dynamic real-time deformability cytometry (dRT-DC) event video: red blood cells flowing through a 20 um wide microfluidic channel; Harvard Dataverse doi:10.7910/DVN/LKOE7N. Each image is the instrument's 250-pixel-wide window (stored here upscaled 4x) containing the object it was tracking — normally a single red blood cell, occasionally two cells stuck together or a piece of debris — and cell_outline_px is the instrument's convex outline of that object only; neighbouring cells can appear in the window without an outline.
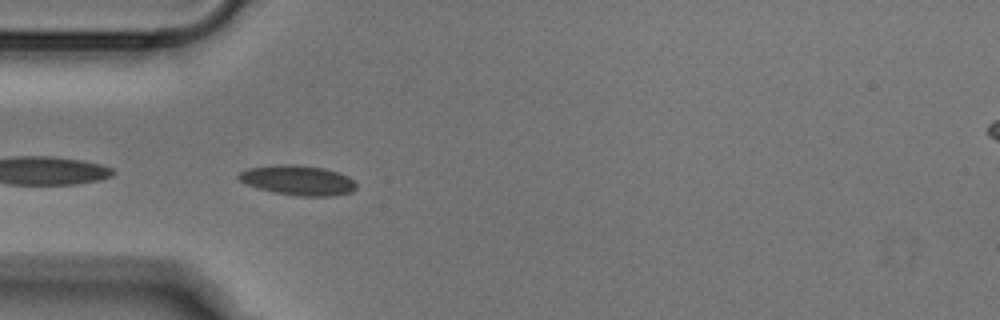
{"species": "Egyptian fruit bat (a non-hibernating species)", "species_latin": "Rousettus aegyptiacus", "temperature_condition": "cold", "stored_images_in_passage": 39, "camera_frame_rate_fps": 3000, "um_per_image_px": 0.085, "animal": {"sex": "male"}, "frame": {"image": 1, "passage_image": 2, "time_ms": 0.333, "image_size_px": [1000, 320], "cell_outline_px": [[356, 188], [352, 192], [332, 196], [300, 196], [276, 192], [260, 188], [248, 184], [240, 180], [236, 176], [240, 172], [248, 168], [280, 164], [296, 164], [324, 168], [348, 176], [356, 184]], "centroid_in_image_um": [25.34, 15.31], "position_along_channel_um": 59.7, "area_um2": 20.23}}
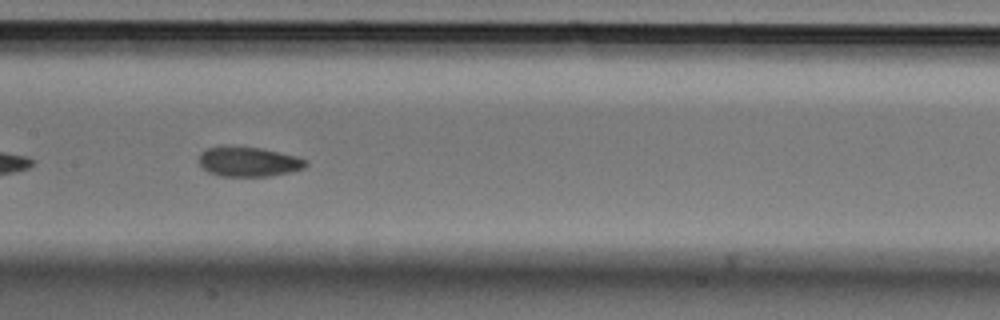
{"frame": {"image": 2, "passage_image": 12, "time_ms": 3.667, "image_size_px": [1000, 320], "cell_outline_px": [[308, 164], [304, 168], [288, 172], [268, 176], [220, 176], [208, 172], [196, 160], [200, 152], [208, 148], [224, 144], [228, 144], [264, 148], [296, 156], [308, 160]], "centroid_in_image_um": [21.08, 13.7], "position_along_channel_um": 186.3, "area_um2": 19.07}}
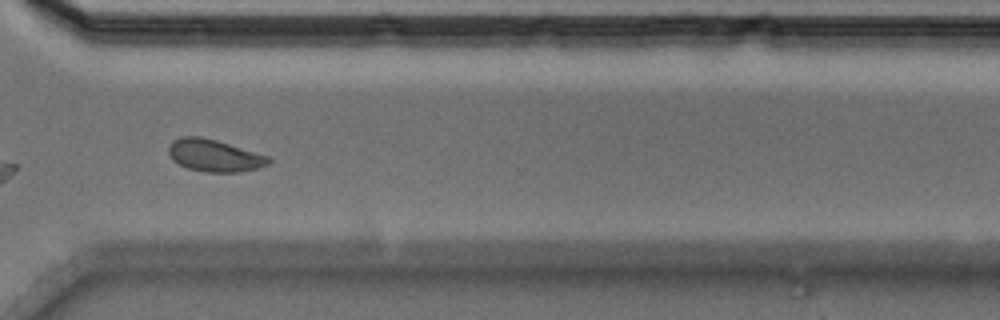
{"frame": {"image": 3, "passage_image": 25, "time_ms": 8.0, "image_size_px": [1000, 320], "cell_outline_px": [[272, 160], [268, 164], [260, 168], [240, 172], [204, 172], [188, 168], [172, 160], [168, 156], [168, 144], [172, 140], [180, 136], [200, 136], [216, 140], [272, 156]], "centroid_in_image_um": [18.23, 13.21], "position_along_channel_um": 352.4, "area_um2": 19.19}}